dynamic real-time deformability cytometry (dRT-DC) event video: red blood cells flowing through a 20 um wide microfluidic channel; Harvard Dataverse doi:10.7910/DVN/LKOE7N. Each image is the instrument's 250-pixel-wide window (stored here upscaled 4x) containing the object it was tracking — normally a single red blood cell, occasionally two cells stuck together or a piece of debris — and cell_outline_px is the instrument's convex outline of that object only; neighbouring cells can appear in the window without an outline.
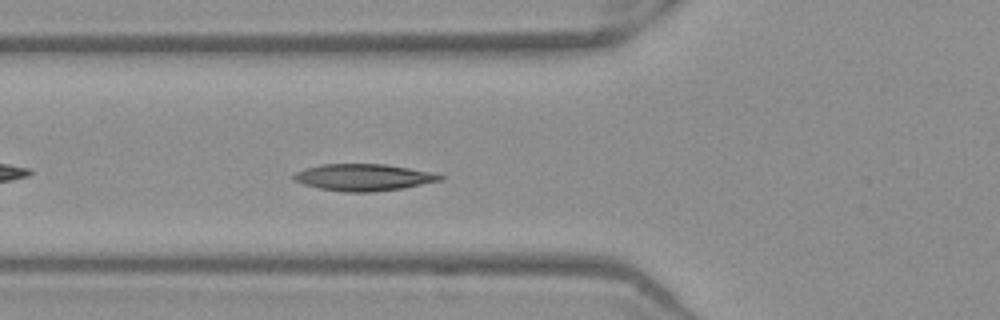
{"species": "Egyptian fruit bat (a non-hibernating species)", "species_latin": "Rousettus aegyptiacus", "temperature_condition": "warm", "stored_images_in_passage": 40, "camera_frame_rate_fps": 3000, "um_per_image_px": 0.085, "frame": {"image": 1, "passage_image": 6, "time_ms": 1.667, "image_size_px": [1000, 320], "cell_outline_px": [[444, 180], [404, 188], [372, 192], [344, 192], [320, 188], [304, 184], [292, 180], [292, 176], [296, 172], [304, 168], [320, 164], [384, 164], [436, 172], [444, 176]], "centroid_in_image_um": [30.94, 15.07], "position_along_channel_um": 94.9, "area_um2": 23.12}}
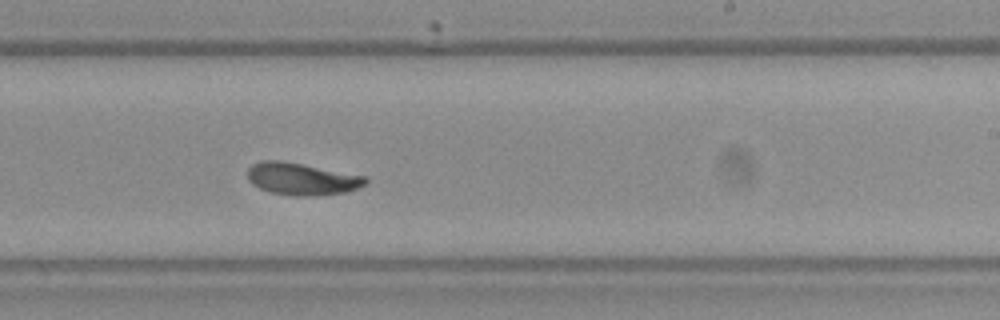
{"frame": {"image": 2, "passage_image": 19, "time_ms": 6.0, "image_size_px": [1000, 320], "cell_outline_px": [[368, 184], [348, 192], [308, 196], [292, 196], [268, 192], [252, 184], [248, 180], [248, 168], [252, 164], [260, 160], [280, 160], [304, 164], [368, 176]], "centroid_in_image_um": [25.68, 15.2], "position_along_channel_um": 263.3, "area_um2": 22.54}}
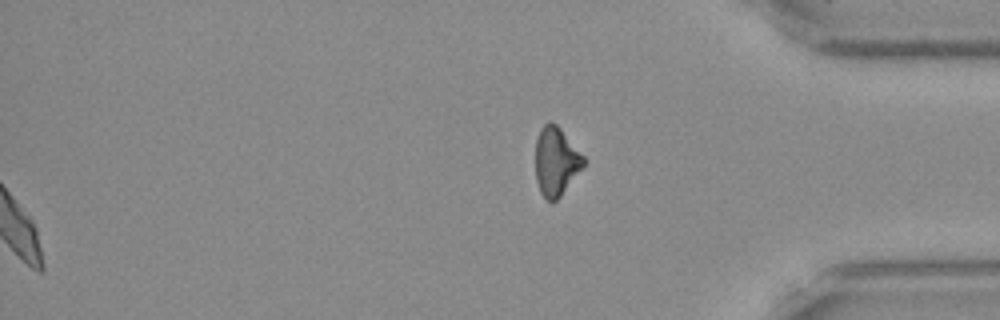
{"frame": {"image": 3, "passage_image": 40, "time_ms": 13.0, "image_size_px": [1000, 320], "cell_outline_px": [[588, 160], [584, 168], [560, 196], [552, 204], [540, 192], [536, 180], [536, 140], [540, 128], [548, 120], [552, 120], [560, 128]], "centroid_in_image_um": [47.29, 13.71], "position_along_channel_um": 387.9, "area_um2": 19.59}, "authors_computed_cell_mechanics": {"area_um2": 21.8484, "velocity_mm_per_s": 3.8804, "shape_relaxation_time_tau1_ms": 4.2676, "shape_relaxation_time_tau2_ms": 4.0679, "deformation_change_tau1": 0.1441, "deformation_change_tau2": 0.0892}}